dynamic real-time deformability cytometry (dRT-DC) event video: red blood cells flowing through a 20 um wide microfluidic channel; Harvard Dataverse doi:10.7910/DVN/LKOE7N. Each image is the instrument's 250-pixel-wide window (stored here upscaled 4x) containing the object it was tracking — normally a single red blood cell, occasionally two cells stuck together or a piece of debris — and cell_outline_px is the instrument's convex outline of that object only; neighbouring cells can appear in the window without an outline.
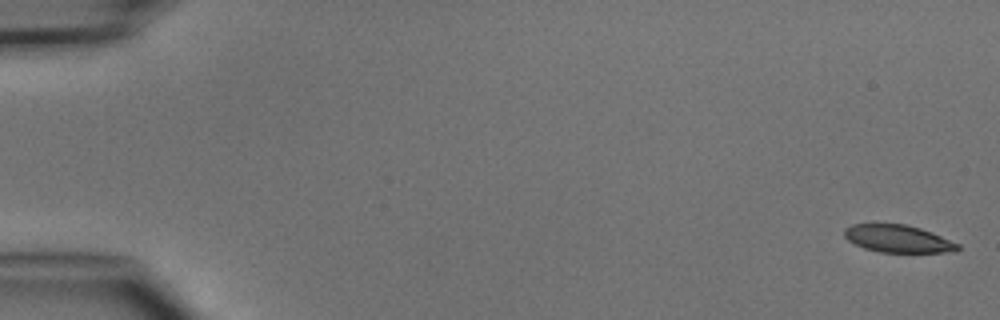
{"species": "common noctule bat (a hibernating species)", "species_latin": "Nyctalus noctula", "temperature_condition": "cold", "stored_images_in_passage": 4, "camera_frame_rate_fps": 3000, "um_per_image_px": 0.085, "animal": {"sex": "male", "body_mass_g": 15.6}, "frame": {"image": 1, "passage_image": 1, "time_ms": 0.0, "image_size_px": [1000, 320], "cell_outline_px": [[960, 248], [956, 252], [880, 252], [864, 248], [848, 240], [844, 236], [844, 228], [852, 224], [904, 224], [920, 228], [932, 232], [960, 244]], "centroid_in_image_um": [76.35, 20.29], "position_along_channel_um": 8.7, "area_um2": 18.15}}
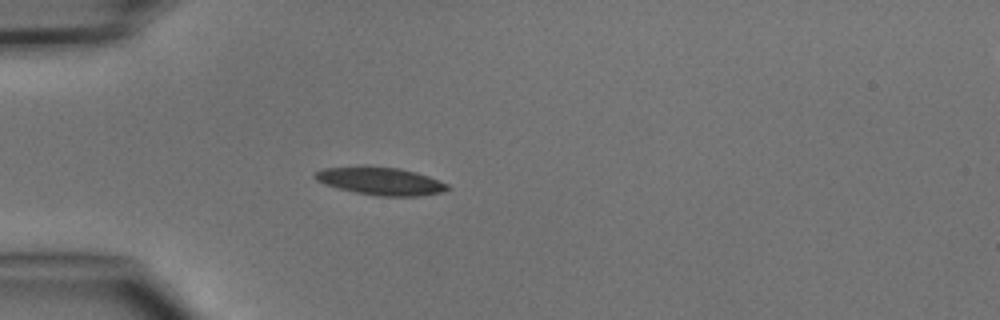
{"frame": {"image": 2, "passage_image": 4, "time_ms": 4.333, "image_size_px": [1000, 320], "cell_outline_px": [[452, 188], [440, 192], [420, 196], [380, 196], [356, 192], [324, 184], [316, 180], [312, 176], [316, 172], [324, 168], [360, 164], [368, 164], [400, 168], [416, 172], [428, 176], [448, 184]], "centroid_in_image_um": [32.31, 15.35], "position_along_channel_um": 52.7, "area_um2": 21.91}}